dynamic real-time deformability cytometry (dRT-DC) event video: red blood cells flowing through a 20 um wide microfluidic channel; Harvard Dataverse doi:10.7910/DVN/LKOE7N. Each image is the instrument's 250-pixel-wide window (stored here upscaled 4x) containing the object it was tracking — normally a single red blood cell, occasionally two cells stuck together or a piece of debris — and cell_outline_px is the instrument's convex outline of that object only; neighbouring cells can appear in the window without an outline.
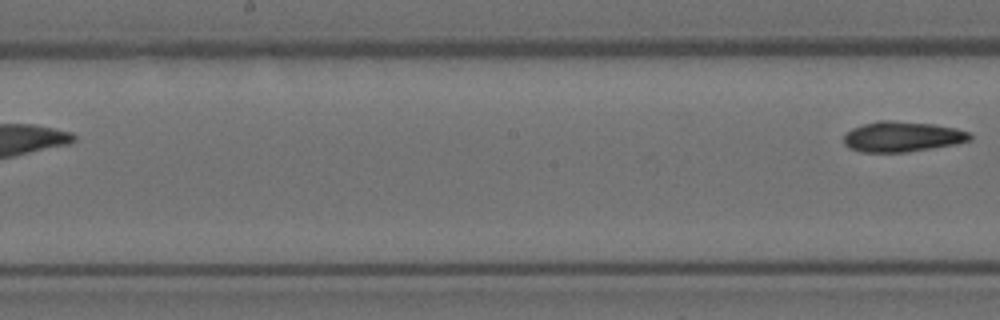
{"species": "Egyptian fruit bat (a non-hibernating species)", "species_latin": "Rousettus aegyptiacus", "temperature_condition": "room temperature", "stored_images_in_passage": 8, "segment_of_instrument_passage": [2, 2], "camera_frame_rate_fps": 3000, "um_per_image_px": 0.085, "animal": {"sex": "female"}, "frame": {"image": 1, "passage_image": 8, "time_ms": 2.333, "image_size_px": [1000, 320], "cell_outline_px": [[972, 140], [956, 144], [932, 148], [904, 152], [860, 152], [848, 148], [844, 144], [844, 136], [852, 128], [876, 120], [892, 120], [932, 124], [956, 128], [972, 132]], "centroid_in_image_um": [76.71, 11.61], "position_along_channel_um": 171.5, "area_um2": 22.48}}